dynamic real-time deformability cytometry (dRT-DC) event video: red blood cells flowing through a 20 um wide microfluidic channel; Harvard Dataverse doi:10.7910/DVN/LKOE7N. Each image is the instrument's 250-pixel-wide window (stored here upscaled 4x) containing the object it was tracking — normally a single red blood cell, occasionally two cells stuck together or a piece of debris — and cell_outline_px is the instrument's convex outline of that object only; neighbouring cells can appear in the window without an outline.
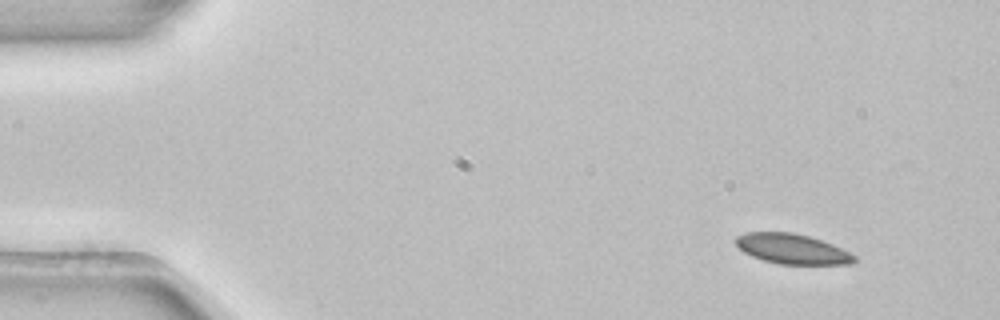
{"species": "common noctule bat (a hibernating species)", "species_latin": "Nyctalus noctula", "temperature_condition": "room temperature", "stored_images_in_passage": 5, "segment_of_instrument_passage": [2, 2], "camera_frame_rate_fps": 3000, "um_per_image_px": 0.085, "animal": {"sex": "female", "body_mass_g": 22.7, "forearm_length_mm": 54.2}, "frame": {"image": 1, "passage_image": 5, "time_ms": 1.333, "image_size_px": [1000, 320], "cell_outline_px": [[856, 260], [852, 264], [780, 264], [764, 260], [752, 256], [744, 252], [732, 240], [736, 236], [744, 232], [792, 232], [808, 236], [832, 244], [856, 256]], "centroid_in_image_um": [67.29, 21.15], "position_along_channel_um": 17.7, "area_um2": 20.69}}